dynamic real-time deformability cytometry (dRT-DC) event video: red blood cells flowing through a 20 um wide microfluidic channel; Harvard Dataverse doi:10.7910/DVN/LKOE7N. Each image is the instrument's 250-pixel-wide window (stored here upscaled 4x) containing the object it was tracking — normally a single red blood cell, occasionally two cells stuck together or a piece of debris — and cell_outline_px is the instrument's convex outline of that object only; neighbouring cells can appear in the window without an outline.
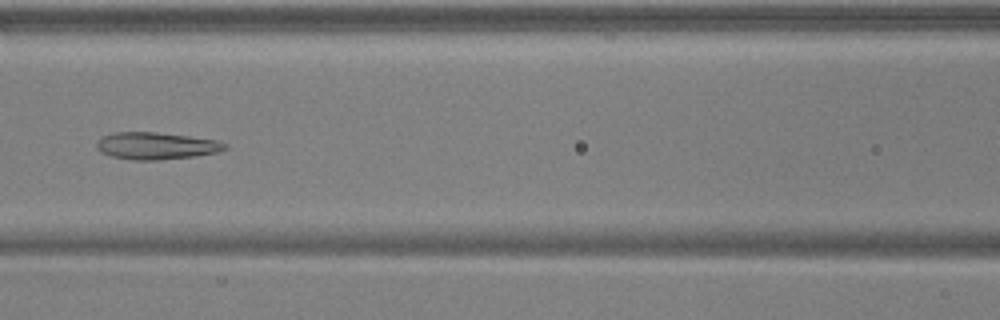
{"species": "common noctule bat (a hibernating species)", "species_latin": "Nyctalus noctula", "temperature_condition": "warm", "stored_images_in_passage": 6, "camera_frame_rate_fps": 3000, "um_per_image_px": 0.085, "animal": {"sex": "male", "body_mass_g": 17.9, "forearm_length_mm": 54.2}, "frame": {"image": 1, "passage_image": 6, "time_ms": 1.667, "image_size_px": [1000, 320], "cell_outline_px": [[228, 148], [216, 152], [196, 156], [160, 160], [132, 160], [112, 156], [100, 152], [96, 148], [96, 140], [100, 136], [112, 132], [156, 132], [188, 136], [216, 140], [228, 144]], "centroid_in_image_um": [13.23, 12.39], "position_along_channel_um": 153.4, "area_um2": 20.46}}